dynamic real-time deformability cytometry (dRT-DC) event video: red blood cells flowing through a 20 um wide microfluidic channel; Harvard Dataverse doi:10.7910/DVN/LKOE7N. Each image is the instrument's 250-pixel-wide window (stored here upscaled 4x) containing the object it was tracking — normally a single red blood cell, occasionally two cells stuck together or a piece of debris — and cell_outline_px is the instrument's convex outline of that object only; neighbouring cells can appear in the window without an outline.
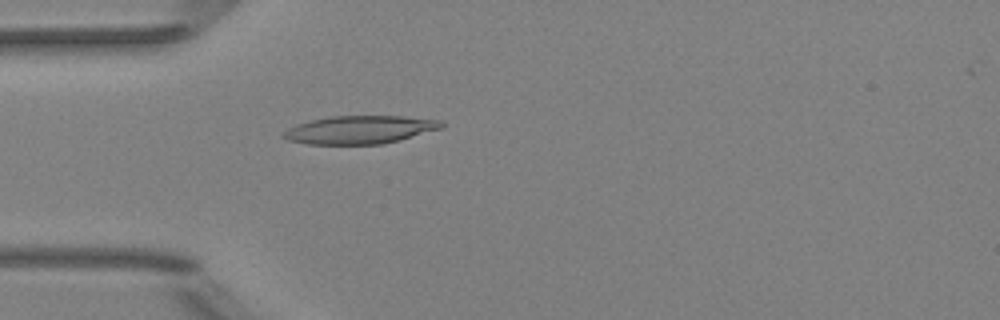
{"species": "Egyptian fruit bat (a non-hibernating species)", "species_latin": "Rousettus aegyptiacus", "temperature_condition": "room temperature", "stored_images_in_passage": 4, "camera_frame_rate_fps": 3000, "um_per_image_px": 0.085, "animal": {"sex": "female"}, "frame": {"image": 1, "passage_image": 4, "time_ms": 3.333, "image_size_px": [1000, 320], "cell_outline_px": [[444, 124], [440, 128], [400, 140], [384, 144], [308, 144], [288, 140], [280, 136], [288, 128], [296, 124], [328, 116], [404, 116], [440, 120]], "centroid_in_image_um": [30.55, 11.02], "position_along_channel_um": 54.4, "area_um2": 25.78}}